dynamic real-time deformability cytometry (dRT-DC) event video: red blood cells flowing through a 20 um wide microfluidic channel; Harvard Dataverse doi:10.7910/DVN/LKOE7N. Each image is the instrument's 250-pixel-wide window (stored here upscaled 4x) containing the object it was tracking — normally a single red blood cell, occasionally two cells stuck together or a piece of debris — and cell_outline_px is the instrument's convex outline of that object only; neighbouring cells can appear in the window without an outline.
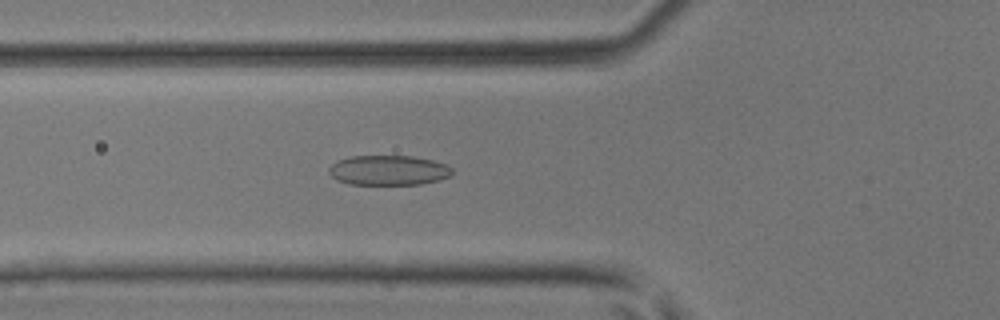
{"species": "common noctule bat (a hibernating species)", "species_latin": "Nyctalus noctula", "temperature_condition": "room temperature", "stored_images_in_passage": 47, "camera_frame_rate_fps": 3000, "um_per_image_px": 0.085, "animal": {"sex": "male", "body_mass_g": 17.9, "forearm_length_mm": 54.2}, "frame": {"image": 1, "passage_image": 16, "time_ms": 5.0, "image_size_px": [1000, 320], "cell_outline_px": [[452, 176], [420, 184], [348, 184], [336, 180], [328, 172], [328, 168], [332, 164], [340, 160], [352, 156], [412, 156], [432, 160], [448, 164], [452, 168]], "centroid_in_image_um": [33.03, 14.47], "position_along_channel_um": 92.8, "area_um2": 21.44}}
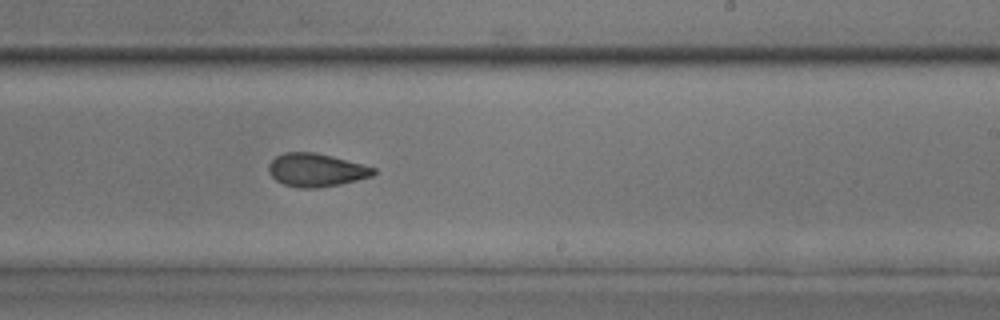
{"frame": {"image": 2, "passage_image": 28, "time_ms": 9.0, "image_size_px": [1000, 320], "cell_outline_px": [[376, 172], [372, 176], [340, 184], [316, 188], [300, 188], [284, 184], [276, 180], [268, 172], [268, 164], [276, 156], [284, 152], [312, 152], [332, 156], [364, 164], [376, 168]], "centroid_in_image_um": [26.87, 14.45], "position_along_channel_um": 262.1, "area_um2": 20.29}}
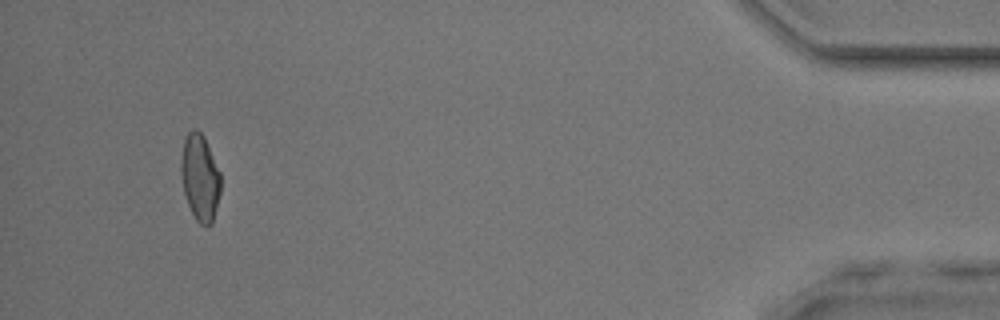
{"frame": {"image": 3, "passage_image": 44, "time_ms": 14.333, "image_size_px": [1000, 320], "cell_outline_px": [[220, 192], [212, 224], [208, 228], [200, 224], [196, 220], [188, 204], [184, 192], [180, 168], [180, 164], [184, 140], [188, 132], [192, 128], [196, 128], [204, 136], [220, 172]], "centroid_in_image_um": [17.0, 15.09], "position_along_channel_um": 418.2, "area_um2": 20.0}, "authors_computed_cell_mechanics": {"area_um2": 20.4034, "velocity_mm_per_s": 4.2415, "shape_relaxation_time_tau1_ms": 5.2093, "shape_relaxation_time_tau2_ms": 2.3016, "deformation_change_tau1": 0.1567, "deformation_change_tau2": 0.0895}}